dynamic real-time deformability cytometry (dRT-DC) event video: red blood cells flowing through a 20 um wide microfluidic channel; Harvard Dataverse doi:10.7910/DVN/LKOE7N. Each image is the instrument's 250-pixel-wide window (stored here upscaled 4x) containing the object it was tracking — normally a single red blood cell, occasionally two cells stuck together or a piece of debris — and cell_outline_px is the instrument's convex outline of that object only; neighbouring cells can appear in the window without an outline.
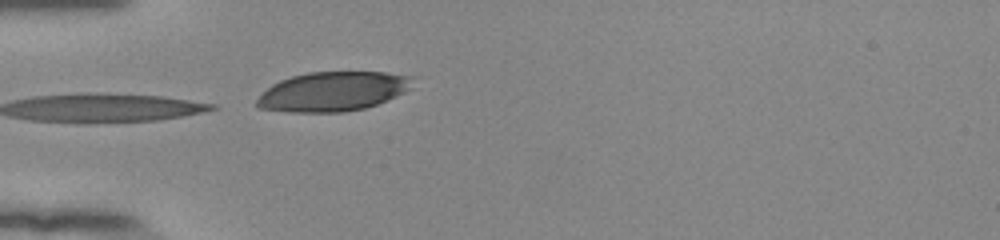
{"species": "human", "species_latin": "Homo sapiens", "temperature_condition": "room temperature", "stored_images_in_passage": 13, "camera_frame_rate_fps": 3000, "um_per_image_px": 0.085, "donor": {"sex": "female"}, "frame": {"image": 1, "passage_image": 13, "time_ms": 4.0, "image_size_px": [1000, 240], "cell_outline_px": [[416, 76], [408, 88], [404, 92], [388, 100], [364, 108], [344, 112], [288, 112], [256, 108], [256, 100], [272, 84], [280, 80], [292, 76], [308, 72], [384, 72]], "centroid_in_image_um": [28.29, 7.77], "position_along_channel_um": 56.7, "area_um2": 35.78}}